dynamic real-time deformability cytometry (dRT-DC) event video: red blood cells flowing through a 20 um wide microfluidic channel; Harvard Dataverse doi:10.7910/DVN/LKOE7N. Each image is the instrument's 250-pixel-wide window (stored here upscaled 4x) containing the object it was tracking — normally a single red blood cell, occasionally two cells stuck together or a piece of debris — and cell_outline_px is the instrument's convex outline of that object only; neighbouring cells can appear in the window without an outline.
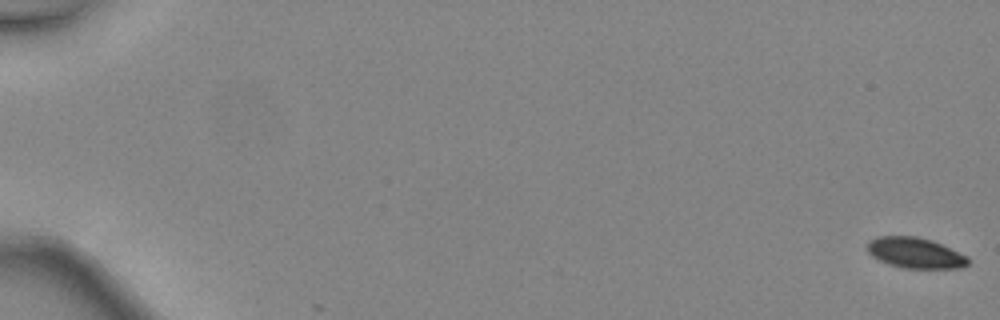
{"species": "common noctule bat (a hibernating species)", "species_latin": "Nyctalus noctula", "temperature_condition": "warm", "stored_images_in_passage": 2, "camera_frame_rate_fps": 3000, "um_per_image_px": 0.085, "animal": {"sex": "female", "body_mass_g": 24.6, "forearm_length_mm": 56.2}, "frame": {"image": 1, "passage_image": 1, "time_ms": 0.0, "image_size_px": [1000, 320], "cell_outline_px": [[968, 264], [960, 268], [904, 268], [888, 264], [872, 256], [868, 252], [868, 240], [876, 236], [916, 236], [932, 240], [968, 256]], "centroid_in_image_um": [77.78, 21.49], "position_along_channel_um": 7.2, "area_um2": 17.98}}